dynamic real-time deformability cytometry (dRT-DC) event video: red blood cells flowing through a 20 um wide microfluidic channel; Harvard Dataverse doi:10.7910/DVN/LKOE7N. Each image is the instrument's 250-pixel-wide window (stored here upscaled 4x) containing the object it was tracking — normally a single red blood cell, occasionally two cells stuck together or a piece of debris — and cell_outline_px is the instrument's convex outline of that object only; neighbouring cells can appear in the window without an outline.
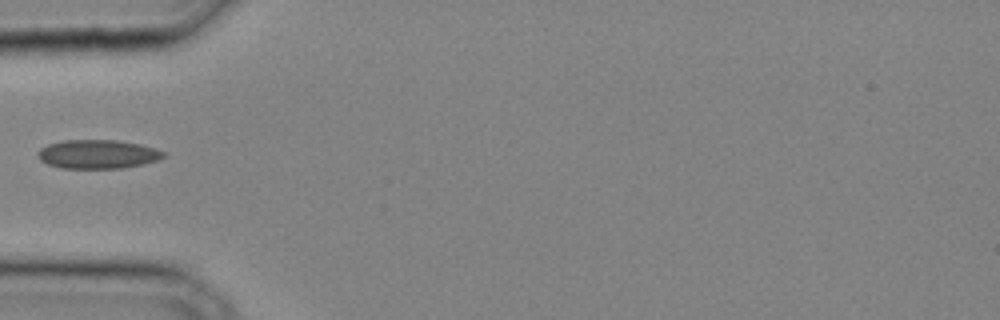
{"species": "common noctule bat (a hibernating species)", "species_latin": "Nyctalus noctula", "temperature_condition": "cold", "stored_images_in_passage": 23, "camera_frame_rate_fps": 3000, "um_per_image_px": 0.085, "animal": {"sex": "male", "body_mass_g": 20.4}, "frame": {"image": 1, "passage_image": 1, "time_ms": 0.0, "image_size_px": [1000, 320], "cell_outline_px": [[168, 152], [164, 156], [156, 160], [144, 164], [120, 168], [60, 168], [48, 164], [40, 160], [36, 152], [40, 148], [48, 144], [64, 140], [116, 140], [140, 144], [156, 148]], "centroid_in_image_um": [8.31, 13.1], "position_along_channel_um": 76.7, "area_um2": 21.21}}
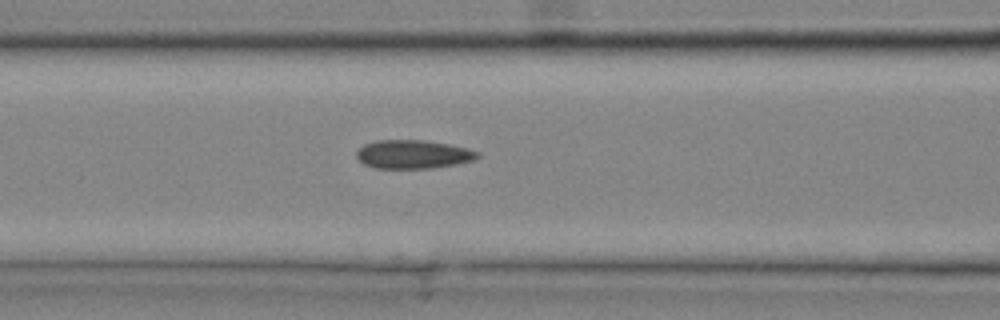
{"frame": {"image": 2, "passage_image": 4, "time_ms": 1.0, "image_size_px": [1000, 320], "cell_outline_px": [[480, 156], [476, 160], [456, 164], [432, 168], [376, 168], [364, 164], [356, 156], [356, 152], [364, 144], [376, 140], [424, 140], [448, 144], [468, 148], [480, 152]], "centroid_in_image_um": [35.15, 13.11], "position_along_channel_um": 131.5, "area_um2": 20.23}}